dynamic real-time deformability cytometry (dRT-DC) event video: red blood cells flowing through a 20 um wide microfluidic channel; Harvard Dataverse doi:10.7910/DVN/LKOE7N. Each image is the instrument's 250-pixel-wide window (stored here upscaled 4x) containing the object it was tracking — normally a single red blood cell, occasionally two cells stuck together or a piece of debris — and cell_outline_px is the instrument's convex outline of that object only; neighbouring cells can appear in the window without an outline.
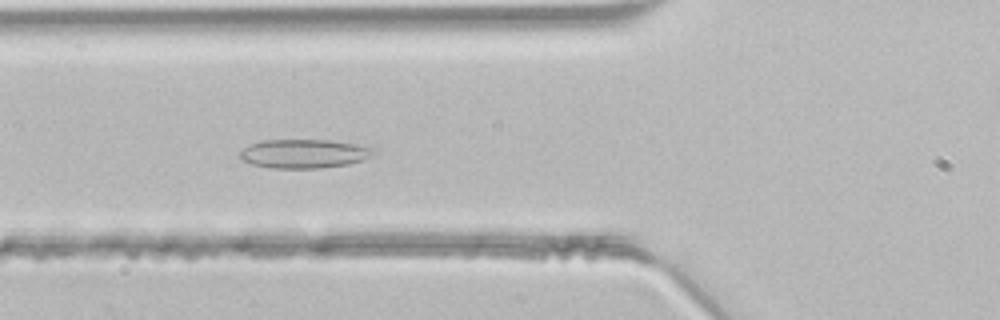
{"species": "common noctule bat (a hibernating species)", "species_latin": "Nyctalus noctula", "temperature_condition": "room temperature", "stored_images_in_passage": 38, "camera_frame_rate_fps": 3000, "um_per_image_px": 0.085, "animal": {"sex": "male", "body_mass_g": 21.5, "forearm_length_mm": 52.0}, "frame": {"image": 1, "passage_image": 7, "time_ms": 2.0, "image_size_px": [1000, 320], "cell_outline_px": [[376, 152], [372, 156], [364, 160], [348, 164], [320, 168], [268, 168], [252, 164], [244, 160], [240, 156], [240, 152], [244, 148], [252, 144], [264, 140], [328, 140], [356, 144], [376, 148]], "centroid_in_image_um": [25.9, 13.06], "position_along_channel_um": 99.9, "area_um2": 22.48}}
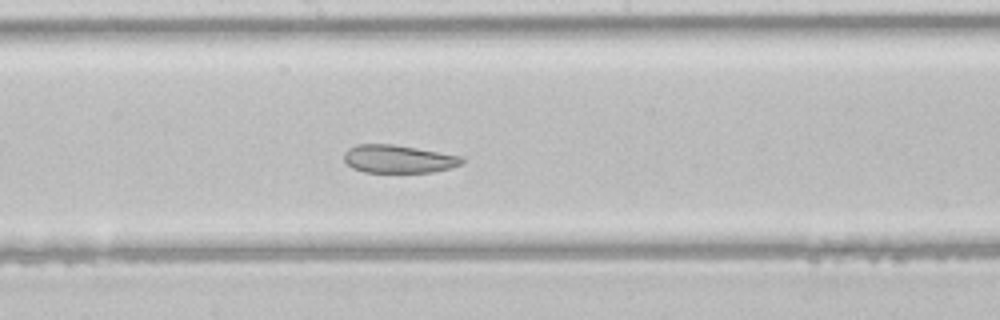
{"frame": {"image": 2, "passage_image": 15, "time_ms": 4.667, "image_size_px": [1000, 320], "cell_outline_px": [[464, 160], [460, 164], [448, 168], [432, 172], [364, 172], [352, 168], [344, 160], [344, 152], [348, 148], [356, 144], [392, 144], [416, 148], [460, 156]], "centroid_in_image_um": [33.79, 13.51], "position_along_channel_um": 214.4, "area_um2": 19.02}}
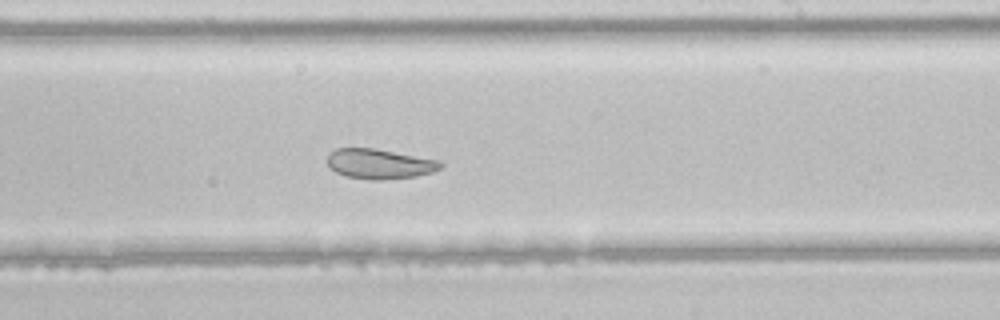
{"frame": {"image": 3, "passage_image": 18, "time_ms": 5.667, "image_size_px": [1000, 320], "cell_outline_px": [[444, 164], [440, 168], [432, 172], [416, 176], [380, 180], [372, 180], [348, 176], [336, 172], [324, 160], [328, 152], [336, 148], [376, 148], [440, 160]], "centroid_in_image_um": [32.24, 13.91], "position_along_channel_um": 256.8, "area_um2": 19.94}}